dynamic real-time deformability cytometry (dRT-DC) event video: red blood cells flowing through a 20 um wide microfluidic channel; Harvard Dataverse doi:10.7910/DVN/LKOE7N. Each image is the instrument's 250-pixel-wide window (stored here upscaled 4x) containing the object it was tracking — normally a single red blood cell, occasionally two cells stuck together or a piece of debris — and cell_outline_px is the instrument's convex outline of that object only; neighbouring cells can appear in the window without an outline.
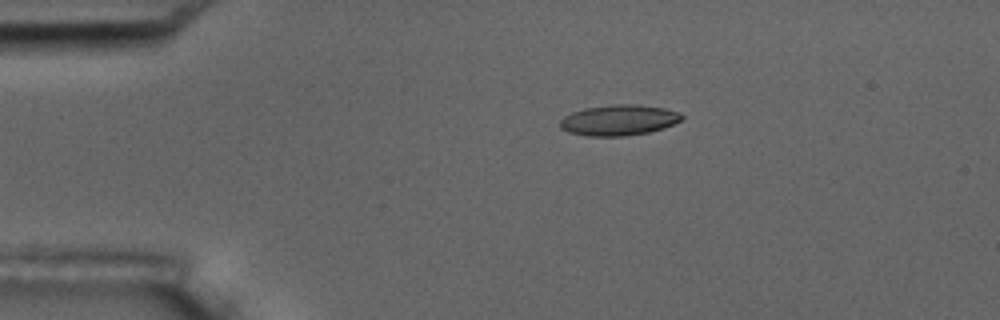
{"species": "common noctule bat (a hibernating species)", "species_latin": "Nyctalus noctula", "temperature_condition": "room temperature", "stored_images_in_passage": 7, "camera_frame_rate_fps": 3000, "um_per_image_px": 0.085, "animal": {"sex": "male", "body_mass_g": 17.5, "forearm_length_mm": 52.3}, "frame": {"image": 1, "passage_image": 3, "time_ms": 3.0, "image_size_px": [1000, 320], "cell_outline_px": [[684, 116], [680, 120], [664, 128], [648, 132], [624, 136], [588, 136], [568, 132], [560, 128], [560, 120], [564, 116], [572, 112], [584, 108], [616, 104], [640, 104], [664, 108], [680, 112]], "centroid_in_image_um": [52.59, 10.2], "position_along_channel_um": 32.4, "area_um2": 21.79}}
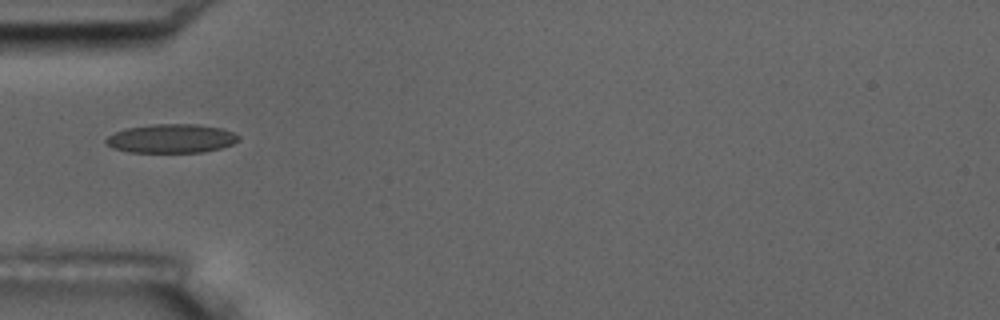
{"frame": {"image": 2, "passage_image": 5, "time_ms": 5.333, "image_size_px": [1000, 320], "cell_outline_px": [[240, 140], [232, 144], [220, 148], [204, 152], [128, 152], [112, 148], [104, 144], [104, 140], [108, 136], [124, 128], [152, 124], [196, 124], [224, 128], [240, 136]], "centroid_in_image_um": [14.55, 11.77], "position_along_channel_um": 70.5, "area_um2": 22.54}}